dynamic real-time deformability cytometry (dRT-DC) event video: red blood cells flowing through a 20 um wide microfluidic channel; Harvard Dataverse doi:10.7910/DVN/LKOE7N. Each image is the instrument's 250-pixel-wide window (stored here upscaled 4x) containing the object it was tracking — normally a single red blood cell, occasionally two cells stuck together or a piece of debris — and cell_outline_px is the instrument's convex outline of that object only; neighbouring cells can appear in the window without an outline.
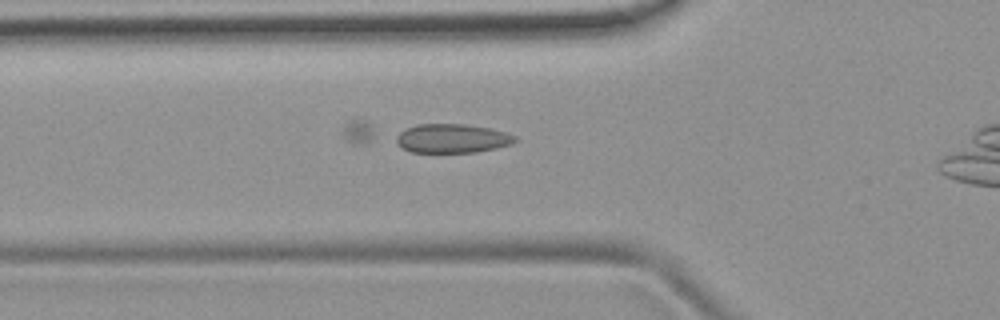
{"species": "common noctule bat (a hibernating species)", "species_latin": "Nyctalus noctula", "temperature_condition": "room temperature", "stored_images_in_passage": 32, "camera_frame_rate_fps": 3000, "um_per_image_px": 0.085, "animal": {"sex": "female", "body_mass_g": 19.9}, "frame": {"image": 1, "passage_image": 5, "time_ms": 1.333, "image_size_px": [1000, 320], "cell_outline_px": [[520, 140], [512, 144], [496, 148], [476, 152], [412, 152], [400, 148], [396, 144], [396, 136], [404, 128], [416, 124], [464, 124], [492, 128], [516, 136]], "centroid_in_image_um": [38.43, 11.76], "position_along_channel_um": 87.4, "area_um2": 20.35}}
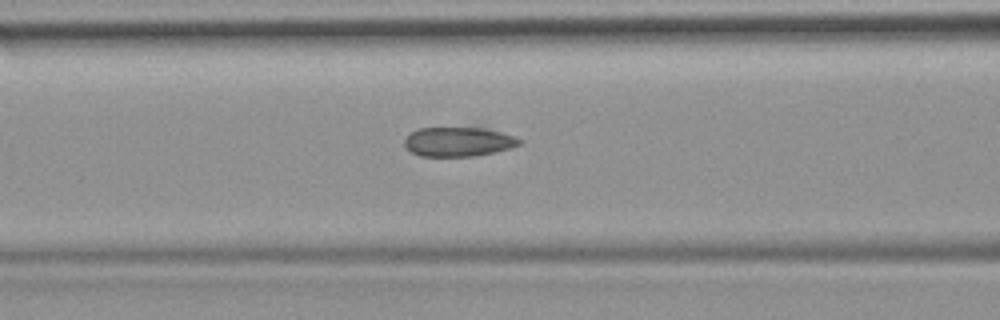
{"frame": {"image": 2, "passage_image": 8, "time_ms": 2.333, "image_size_px": [1000, 320], "cell_outline_px": [[524, 144], [492, 152], [472, 156], [420, 156], [404, 148], [404, 140], [412, 132], [420, 128], [488, 128], [524, 140]], "centroid_in_image_um": [38.96, 12.05], "position_along_channel_um": 127.6, "area_um2": 19.54}}
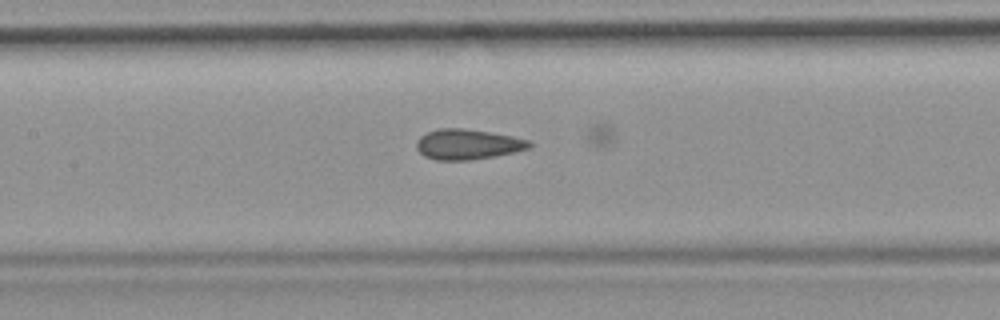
{"frame": {"image": 3, "passage_image": 11, "time_ms": 3.333, "image_size_px": [1000, 320], "cell_outline_px": [[532, 148], [492, 156], [468, 160], [436, 160], [424, 156], [416, 148], [416, 140], [420, 136], [428, 132], [440, 128], [464, 128], [512, 136], [528, 140], [532, 144]], "centroid_in_image_um": [39.72, 12.26], "position_along_channel_um": 167.7, "area_um2": 19.77}, "authors_computed_cell_mechanics": {"area_um2": 19.5364, "velocity_mm_per_s": 3.9812, "shape_relaxation_time_tau1_ms": null, "shape_relaxation_time_tau2_ms": 3.0266, "deformation_change_tau1": null, "deformation_change_tau2": 0.0952}}